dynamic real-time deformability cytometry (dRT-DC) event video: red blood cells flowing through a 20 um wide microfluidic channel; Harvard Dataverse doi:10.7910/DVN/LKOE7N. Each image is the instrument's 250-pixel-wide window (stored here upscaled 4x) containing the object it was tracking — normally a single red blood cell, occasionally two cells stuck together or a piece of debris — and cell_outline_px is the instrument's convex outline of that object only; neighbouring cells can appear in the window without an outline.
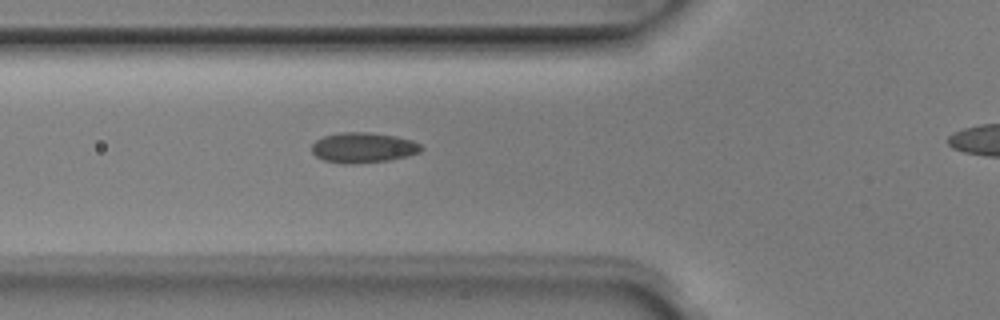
{"species": "Egyptian fruit bat (a non-hibernating species)", "species_latin": "Rousettus aegyptiacus", "temperature_condition": "room temperature", "stored_images_in_passage": 6, "camera_frame_rate_fps": 3000, "um_per_image_px": 0.085, "animal": {"sex": "male"}, "frame": {"image": 1, "passage_image": 5, "time_ms": 1.333, "image_size_px": [1000, 320], "cell_outline_px": [[424, 148], [420, 152], [408, 156], [388, 160], [352, 164], [340, 164], [324, 160], [316, 156], [312, 152], [312, 144], [316, 140], [324, 136], [340, 132], [368, 132], [396, 136], [412, 140], [420, 144]], "centroid_in_image_um": [30.87, 12.55], "position_along_channel_um": 94.9, "area_um2": 19.42}}